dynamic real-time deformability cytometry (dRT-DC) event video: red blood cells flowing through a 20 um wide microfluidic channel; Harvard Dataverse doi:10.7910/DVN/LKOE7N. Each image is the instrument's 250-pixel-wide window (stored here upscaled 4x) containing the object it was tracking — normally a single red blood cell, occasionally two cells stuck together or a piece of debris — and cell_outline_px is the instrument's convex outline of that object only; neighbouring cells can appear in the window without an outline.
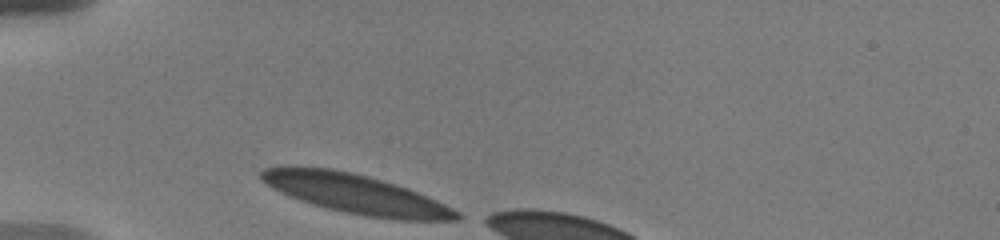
{"species": "human", "species_latin": "Homo sapiens", "temperature_condition": "warm", "stored_images_in_passage": 31, "camera_frame_rate_fps": 3000, "um_per_image_px": 0.085, "donor": {"sex": "male"}, "frame": {"image": 1, "passage_image": 1, "time_ms": 0.0, "image_size_px": [1000, 240], "cell_outline_px": [[460, 220], [400, 220], [364, 216], [344, 212], [312, 204], [288, 196], [272, 188], [260, 180], [260, 172], [264, 168], [276, 164], [296, 164], [332, 168], [352, 172], [368, 176], [396, 184], [408, 188], [436, 200], [460, 212]], "centroid_in_image_um": [30.12, 16.43], "position_along_channel_um": 54.9, "area_um2": 45.55}}
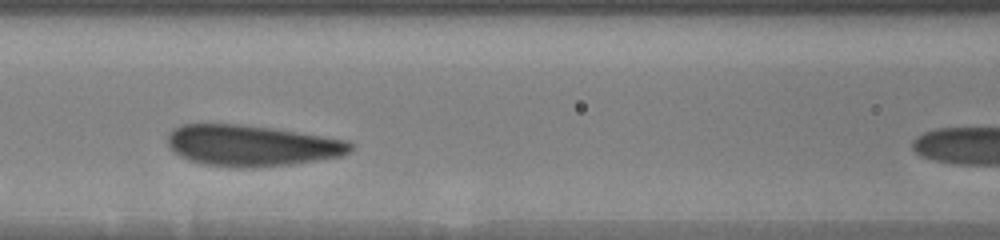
{"frame": {"image": 2, "passage_image": 23, "time_ms": 3.0, "image_size_px": [1000, 240], "cell_outline_px": [[356, 144], [348, 152], [340, 156], [292, 164], [256, 168], [240, 168], [204, 164], [180, 156], [168, 148], [168, 132], [172, 128], [180, 124], [240, 124], [272, 128], [348, 140]], "centroid_in_image_um": [21.37, 12.37], "position_along_channel_um": 145.2, "area_um2": 43.93}}
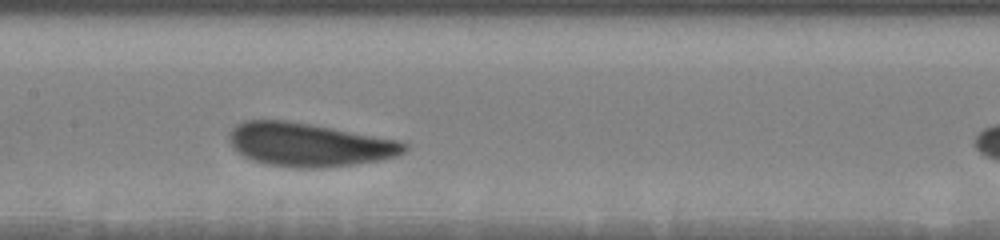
{"frame": {"image": 3, "passage_image": 30, "time_ms": 4.0, "image_size_px": [1000, 240], "cell_outline_px": [[408, 152], [396, 156], [380, 160], [324, 168], [296, 168], [268, 164], [252, 160], [236, 152], [228, 144], [228, 132], [236, 124], [244, 120], [288, 120], [396, 140], [408, 144]], "centroid_in_image_um": [26.2, 12.3], "position_along_channel_um": 181.2, "area_um2": 44.51}}